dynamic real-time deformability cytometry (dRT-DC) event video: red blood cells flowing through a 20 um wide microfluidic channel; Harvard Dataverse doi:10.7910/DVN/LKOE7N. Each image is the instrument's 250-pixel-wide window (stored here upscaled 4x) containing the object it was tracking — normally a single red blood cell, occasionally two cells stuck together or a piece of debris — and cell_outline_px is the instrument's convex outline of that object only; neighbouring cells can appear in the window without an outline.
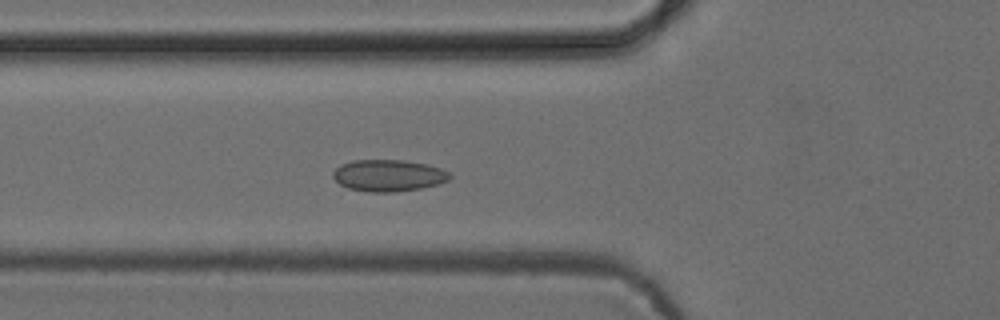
{"species": "common noctule bat (a hibernating species)", "species_latin": "Nyctalus noctula", "temperature_condition": "cold", "stored_images_in_passage": 50, "camera_frame_rate_fps": 3000, "um_per_image_px": 0.085, "animal": {"sex": "female", "body_mass_g": 24.6, "forearm_length_mm": 56.2}, "frame": {"image": 1, "passage_image": 16, "time_ms": 5.0, "image_size_px": [1000, 320], "cell_outline_px": [[452, 176], [448, 180], [440, 184], [420, 188], [396, 192], [368, 192], [348, 188], [340, 184], [332, 176], [332, 172], [340, 164], [352, 160], [400, 160], [428, 164], [440, 168], [448, 172]], "centroid_in_image_um": [33.01, 14.92], "position_along_channel_um": 92.8, "area_um2": 21.68}}
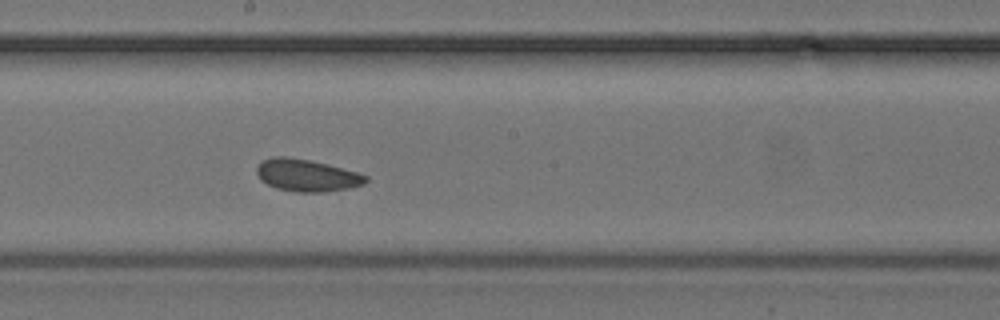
{"frame": {"image": 2, "passage_image": 26, "time_ms": 8.333, "image_size_px": [1000, 320], "cell_outline_px": [[368, 180], [364, 184], [348, 188], [324, 192], [296, 192], [276, 188], [260, 180], [256, 172], [256, 168], [260, 160], [272, 156], [284, 156], [308, 160], [328, 164], [356, 172], [368, 176]], "centroid_in_image_um": [26.03, 14.9], "position_along_channel_um": 222.2, "area_um2": 20.52}}
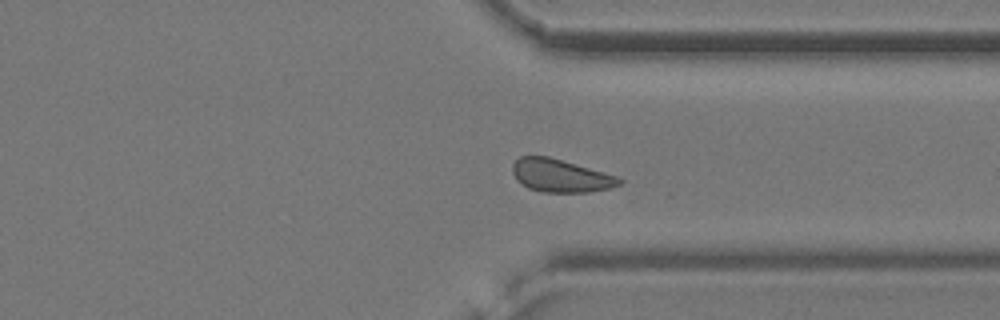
{"frame": {"image": 3, "passage_image": 37, "time_ms": 12.0, "image_size_px": [1000, 320], "cell_outline_px": [[624, 180], [620, 184], [608, 188], [588, 192], [544, 192], [528, 188], [520, 184], [516, 180], [512, 172], [512, 164], [520, 156], [548, 156], [620, 176]], "centroid_in_image_um": [47.64, 14.93], "position_along_channel_um": 363.8, "area_um2": 20.63}, "authors_computed_cell_mechanics": {"area_um2": 20.7213, "velocity_mm_per_s": 3.8736, "shape_relaxation_time_tau1_ms": null, "shape_relaxation_time_tau2_ms": 1.8859, "deformation_change_tau1": null, "deformation_change_tau2": 0.0624}}